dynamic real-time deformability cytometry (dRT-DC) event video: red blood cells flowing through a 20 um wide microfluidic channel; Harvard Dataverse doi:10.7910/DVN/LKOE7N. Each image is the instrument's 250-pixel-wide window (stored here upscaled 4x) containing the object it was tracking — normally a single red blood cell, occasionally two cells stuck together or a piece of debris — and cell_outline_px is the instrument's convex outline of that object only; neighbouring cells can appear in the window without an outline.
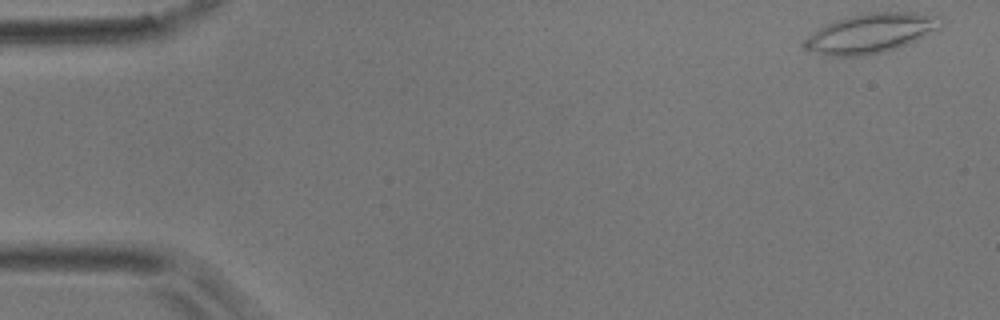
{"species": "common noctule bat (a hibernating species)", "species_latin": "Nyctalus noctula", "temperature_condition": "room temperature", "stored_images_in_passage": 19, "camera_frame_rate_fps": 3000, "um_per_image_px": 0.085, "animal": {"sex": "male", "body_mass_g": 17.9}, "frame": {"image": 1, "passage_image": 1, "time_ms": 0.0, "image_size_px": [1000, 320], "cell_outline_px": [[944, 24], [940, 28], [916, 40], [896, 48], [880, 52], [860, 56], [836, 56], [804, 48], [804, 40], [820, 28], [836, 20], [868, 12], [912, 12], [940, 16], [944, 20]], "centroid_in_image_um": [74.11, 2.8], "position_along_channel_um": 10.9, "area_um2": 30.75}}